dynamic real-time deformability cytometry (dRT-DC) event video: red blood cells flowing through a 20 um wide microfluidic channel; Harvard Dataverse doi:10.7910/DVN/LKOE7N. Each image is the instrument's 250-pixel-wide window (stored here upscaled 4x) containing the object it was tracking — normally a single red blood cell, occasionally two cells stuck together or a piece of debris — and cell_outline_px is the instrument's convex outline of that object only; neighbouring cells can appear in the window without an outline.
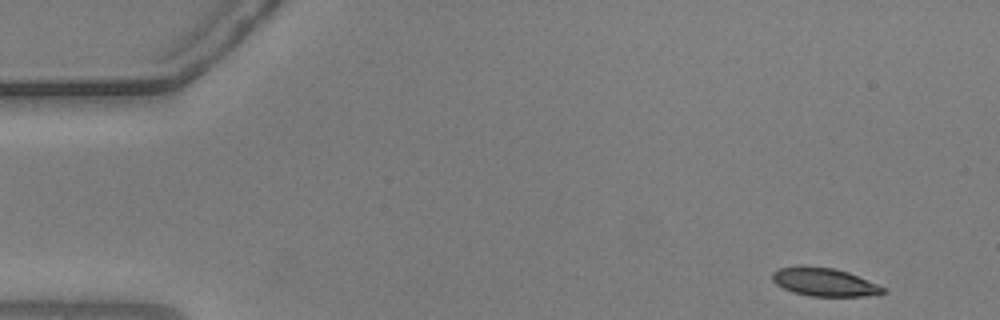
{"species": "common noctule bat (a hibernating species)", "species_latin": "Nyctalus noctula", "temperature_condition": "warm", "stored_images_in_passage": 52, "camera_frame_rate_fps": 3000, "um_per_image_px": 0.085, "animal": {"sex": "male", "body_mass_g": 20.5, "forearm_length_mm": 52.5}, "frame": {"image": 1, "passage_image": 1, "time_ms": 0.0, "image_size_px": [1000, 320], "cell_outline_px": [[884, 292], [864, 296], [808, 296], [792, 292], [776, 284], [772, 280], [772, 272], [780, 268], [800, 264], [832, 268], [848, 272], [876, 284], [884, 288]], "centroid_in_image_um": [69.97, 23.95], "position_along_channel_um": 15.0, "area_um2": 18.15}}
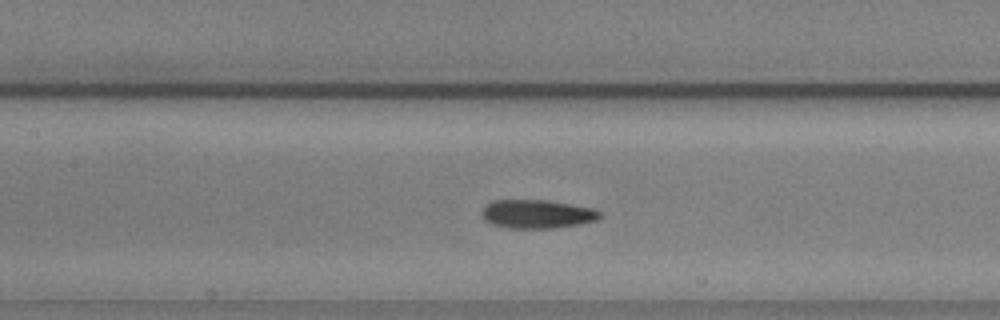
{"frame": {"image": 2, "passage_image": 22, "time_ms": 7.0, "image_size_px": [1000, 320], "cell_outline_px": [[600, 216], [596, 220], [580, 224], [552, 228], [508, 228], [492, 224], [484, 220], [484, 208], [492, 200], [548, 200], [592, 208], [600, 212]], "centroid_in_image_um": [45.66, 18.19], "position_along_channel_um": 161.7, "area_um2": 19.42}}
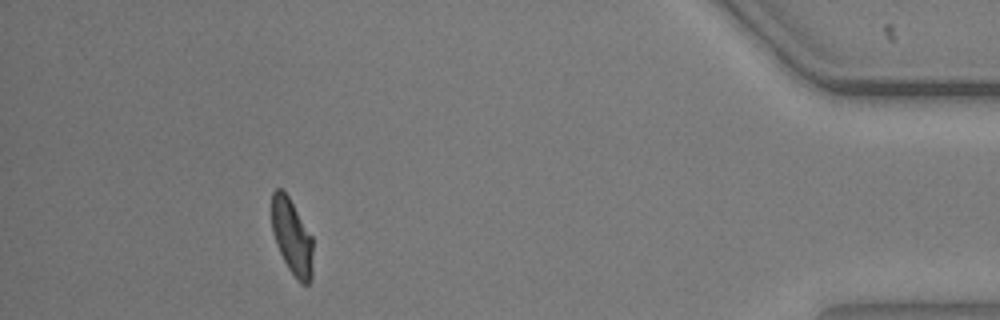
{"frame": {"image": 3, "passage_image": 47, "time_ms": 15.333, "image_size_px": [1000, 320], "cell_outline_px": [[312, 276], [308, 284], [300, 284], [288, 268], [276, 244], [272, 232], [272, 192], [276, 188], [280, 188], [288, 196], [312, 236]], "centroid_in_image_um": [24.81, 20.15], "position_along_channel_um": 410.4, "area_um2": 18.03}, "authors_computed_cell_mechanics": {"area_um2": 19.2474, "velocity_mm_per_s": 3.6704, "shape_relaxation_time_tau1_ms": 4.2914, "shape_relaxation_time_tau2_ms": 1.682, "deformation_change_tau1": 0.1291, "deformation_change_tau2": 0.0834}}